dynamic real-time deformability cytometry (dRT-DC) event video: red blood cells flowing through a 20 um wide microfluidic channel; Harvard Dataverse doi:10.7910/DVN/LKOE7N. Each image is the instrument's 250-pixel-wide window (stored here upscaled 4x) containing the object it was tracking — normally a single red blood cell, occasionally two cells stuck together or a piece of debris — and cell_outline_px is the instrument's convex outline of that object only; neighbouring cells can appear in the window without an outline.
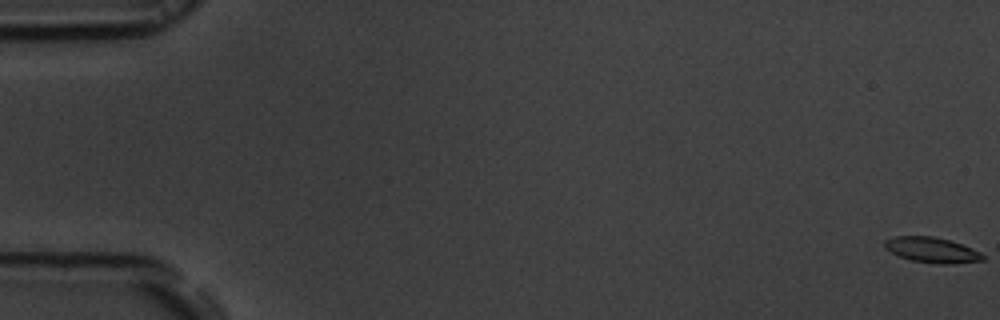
{"species": "common noctule bat (a hibernating species)", "species_latin": "Nyctalus noctula", "temperature_condition": "room temperature", "stored_images_in_passage": 56, "segment_of_instrument_passage": [1, 2], "camera_frame_rate_fps": 3000, "um_per_image_px": 0.085, "animal": {"sex": "male", "body_mass_g": 19.5, "forearm_length_mm": 54.6}, "frame": {"image": 1, "passage_image": 1, "time_ms": 0.0, "image_size_px": [1000, 320], "cell_outline_px": [[984, 260], [944, 264], [940, 264], [912, 260], [900, 256], [884, 248], [884, 240], [896, 236], [932, 236], [948, 240], [960, 244], [980, 252], [984, 256]], "centroid_in_image_um": [79.18, 21.24], "position_along_channel_um": 5.8, "area_um2": 14.16}}
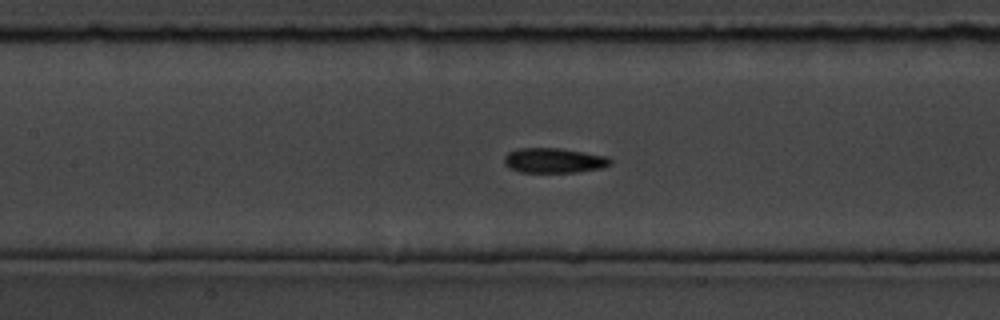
{"frame": {"image": 2, "passage_image": 26, "time_ms": 8.333, "image_size_px": [1000, 320], "cell_outline_px": [[612, 164], [600, 168], [576, 172], [520, 172], [508, 168], [504, 164], [504, 156], [508, 152], [520, 148], [560, 148], [608, 156], [612, 160]], "centroid_in_image_um": [47.07, 13.64], "position_along_channel_um": 160.3, "area_um2": 15.49}}
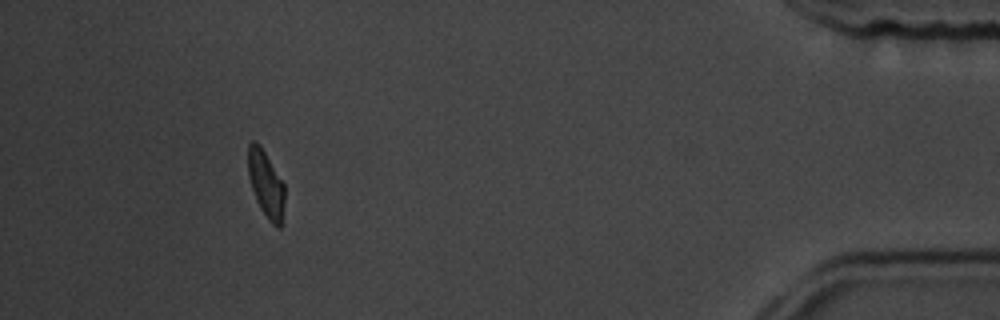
{"frame": {"image": 3, "passage_image": 51, "time_ms": 16.667, "image_size_px": [1000, 320], "cell_outline_px": [[284, 204], [280, 228], [276, 228], [268, 220], [260, 208], [256, 200], [248, 176], [248, 144], [252, 140], [256, 140], [260, 144], [284, 184]], "centroid_in_image_um": [22.59, 15.63], "position_along_channel_um": 412.6, "area_um2": 14.22}}